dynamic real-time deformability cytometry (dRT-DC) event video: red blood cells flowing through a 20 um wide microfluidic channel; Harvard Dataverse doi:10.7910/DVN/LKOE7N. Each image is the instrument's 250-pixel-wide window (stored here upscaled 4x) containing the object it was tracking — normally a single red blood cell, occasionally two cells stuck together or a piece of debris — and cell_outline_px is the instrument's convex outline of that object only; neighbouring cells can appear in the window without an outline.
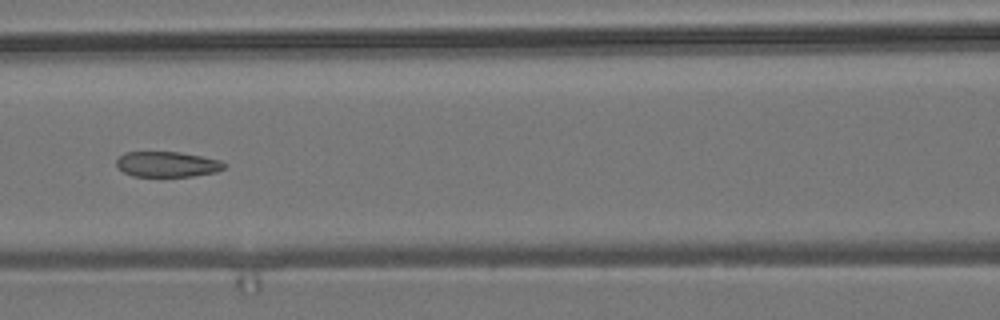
{"species": "common noctule bat (a hibernating species)", "species_latin": "Nyctalus noctula", "temperature_condition": "room temperature", "stored_images_in_passage": 11, "camera_frame_rate_fps": 3000, "um_per_image_px": 0.085, "animal": {"sex": "male", "body_mass_g": 19.2, "forearm_length_mm": 51.8}, "frame": {"image": 1, "passage_image": 7, "time_ms": 8.0, "image_size_px": [1000, 320], "cell_outline_px": [[228, 164], [224, 168], [216, 172], [192, 176], [132, 176], [124, 172], [116, 164], [116, 160], [124, 152], [180, 152], [220, 160]], "centroid_in_image_um": [14.23, 13.96], "position_along_channel_um": 152.4, "area_um2": 15.9}}
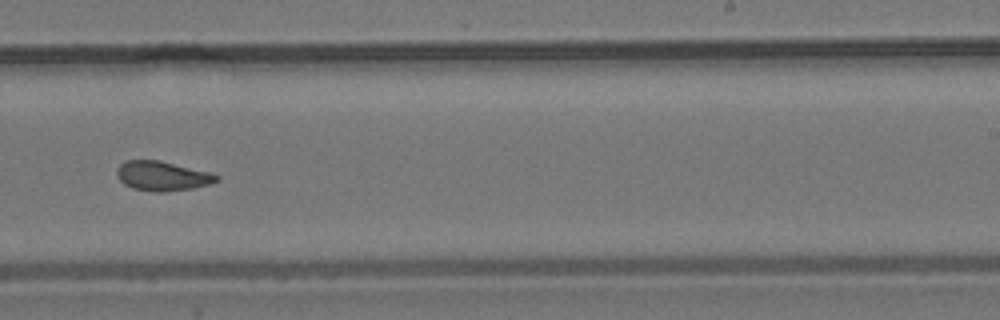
{"frame": {"image": 2, "passage_image": 10, "time_ms": 11.333, "image_size_px": [1000, 320], "cell_outline_px": [[220, 180], [208, 184], [192, 188], [164, 192], [156, 192], [132, 188], [124, 184], [116, 176], [116, 168], [120, 164], [128, 160], [160, 160], [208, 172], [220, 176]], "centroid_in_image_um": [13.76, 14.96], "position_along_channel_um": 275.2, "area_um2": 17.11}}
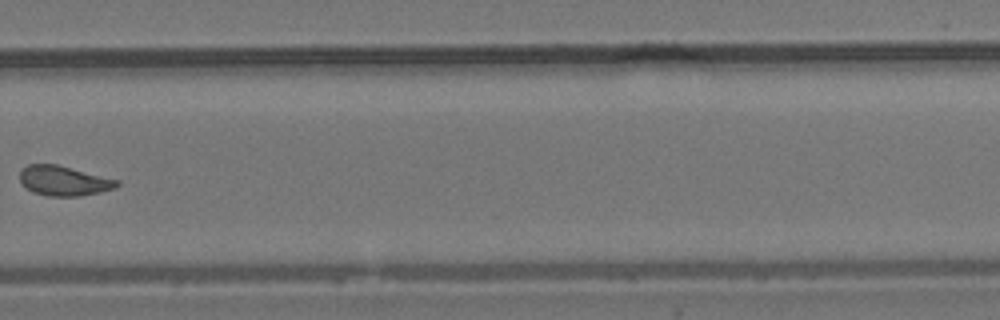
{"frame": {"image": 3, "passage_image": 11, "time_ms": 12.667, "image_size_px": [1000, 320], "cell_outline_px": [[120, 184], [116, 188], [100, 192], [80, 196], [48, 196], [32, 192], [20, 180], [20, 172], [28, 164], [56, 164], [120, 180]], "centroid_in_image_um": [5.46, 15.37], "position_along_channel_um": 324.3, "area_um2": 16.82}}